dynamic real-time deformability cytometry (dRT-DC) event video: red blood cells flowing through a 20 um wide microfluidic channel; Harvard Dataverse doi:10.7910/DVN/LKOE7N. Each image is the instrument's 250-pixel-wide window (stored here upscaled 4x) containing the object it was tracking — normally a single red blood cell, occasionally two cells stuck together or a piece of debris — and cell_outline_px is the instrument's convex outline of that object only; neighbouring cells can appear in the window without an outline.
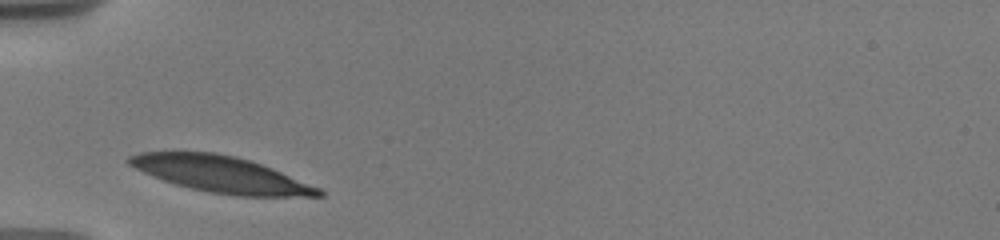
{"species": "human", "species_latin": "Homo sapiens", "temperature_condition": "warm", "stored_images_in_passage": 3, "camera_frame_rate_fps": 3000, "um_per_image_px": 0.085, "donor": {"sex": "male"}, "frame": {"image": 1, "passage_image": 1, "time_ms": 0.0, "image_size_px": [1000, 240], "cell_outline_px": [[328, 192], [324, 196], [240, 196], [208, 192], [176, 184], [164, 180], [144, 172], [128, 164], [124, 160], [128, 156], [140, 152], [216, 152], [248, 160], [272, 168], [320, 188]], "centroid_in_image_um": [18.8, 14.82], "position_along_channel_um": 66.2, "area_um2": 39.59}}